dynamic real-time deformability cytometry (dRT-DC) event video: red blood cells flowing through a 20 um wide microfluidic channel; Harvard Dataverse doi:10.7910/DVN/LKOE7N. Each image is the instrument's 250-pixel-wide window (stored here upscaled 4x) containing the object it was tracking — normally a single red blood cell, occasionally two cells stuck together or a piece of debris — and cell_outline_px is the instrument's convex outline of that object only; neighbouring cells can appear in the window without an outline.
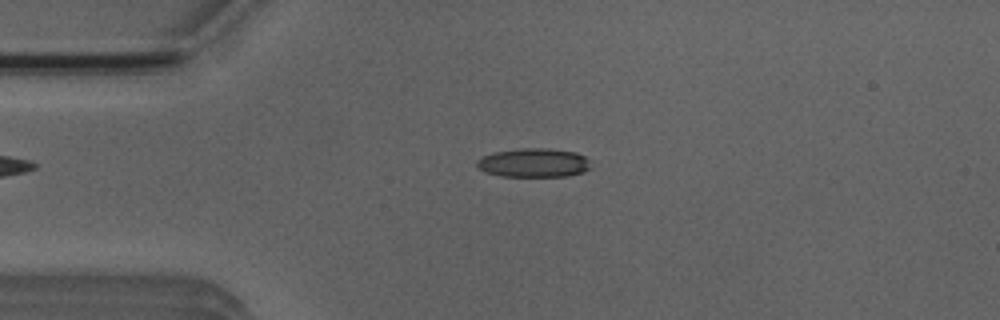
{"species": "Egyptian fruit bat (a non-hibernating species)", "species_latin": "Rousettus aegyptiacus", "temperature_condition": "room temperature", "stored_images_in_passage": 41, "camera_frame_rate_fps": 3000, "um_per_image_px": 0.085, "animal": {"sex": "male"}, "frame": {"image": 1, "passage_image": 1, "time_ms": 0.0, "image_size_px": [1000, 320], "cell_outline_px": [[592, 168], [584, 172], [568, 176], [500, 176], [484, 172], [476, 164], [476, 160], [492, 152], [520, 148], [548, 148], [576, 152], [584, 156], [588, 160]], "centroid_in_image_um": [45.38, 13.83], "position_along_channel_um": 39.6, "area_um2": 19.36}}
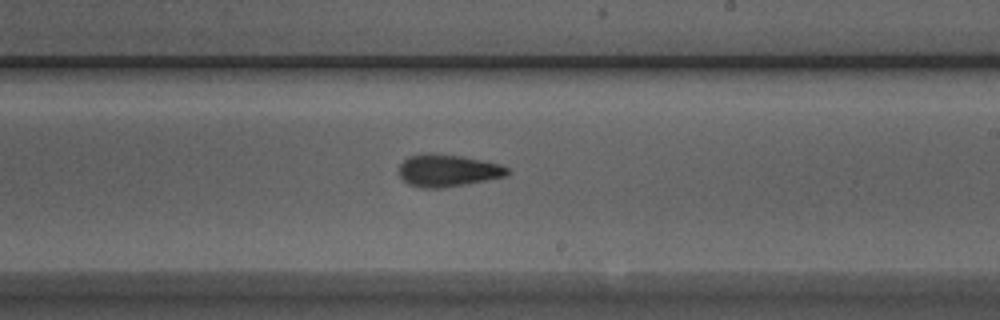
{"frame": {"image": 2, "passage_image": 19, "time_ms": 6.0, "image_size_px": [1000, 320], "cell_outline_px": [[508, 172], [504, 176], [464, 184], [440, 188], [424, 188], [408, 184], [400, 176], [400, 164], [408, 156], [460, 156], [500, 164], [508, 168]], "centroid_in_image_um": [38.06, 14.53], "position_along_channel_um": 250.9, "area_um2": 19.25}}
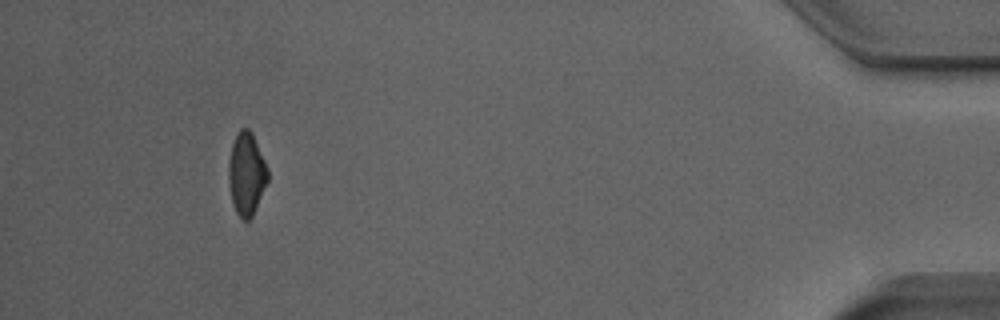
{"frame": {"image": 3, "passage_image": 37, "time_ms": 12.0, "image_size_px": [1000, 320], "cell_outline_px": [[268, 180], [252, 216], [248, 220], [244, 220], [236, 212], [232, 200], [228, 180], [228, 164], [232, 144], [240, 128], [248, 128], [252, 132], [268, 168]], "centroid_in_image_um": [20.95, 14.75], "position_along_channel_um": 414.3, "area_um2": 18.67}, "authors_computed_cell_mechanics": {"area_um2": 19.4208, "velocity_mm_per_s": 3.9257, "shape_relaxation_time_tau1_ms": 3.6202, "shape_relaxation_time_tau2_ms": 3.1909, "deformation_change_tau1": 0.148, "deformation_change_tau2": 0.1292}}